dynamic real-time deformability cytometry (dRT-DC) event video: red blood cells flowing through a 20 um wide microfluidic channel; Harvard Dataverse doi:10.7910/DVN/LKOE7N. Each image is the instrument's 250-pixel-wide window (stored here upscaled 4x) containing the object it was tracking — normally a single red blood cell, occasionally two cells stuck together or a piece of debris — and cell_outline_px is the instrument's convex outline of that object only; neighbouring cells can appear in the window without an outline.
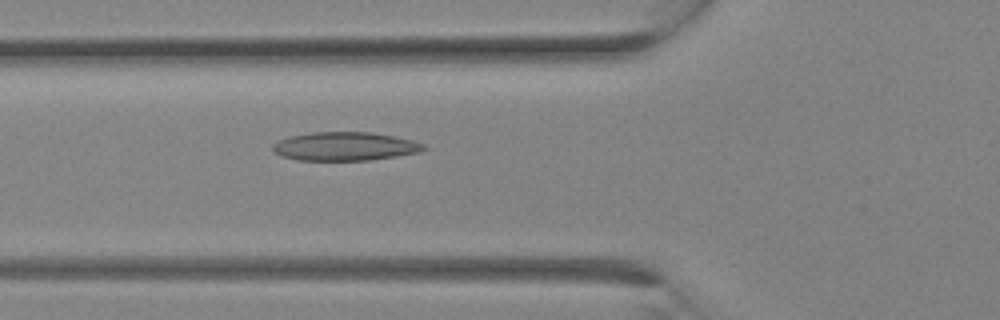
{"species": "Egyptian fruit bat (a non-hibernating species)", "species_latin": "Rousettus aegyptiacus", "temperature_condition": "room temperature", "stored_images_in_passage": 7, "camera_frame_rate_fps": 3000, "um_per_image_px": 0.085, "animal": {"sex": "female"}, "frame": {"image": 1, "passage_image": 7, "time_ms": 2.0, "image_size_px": [1000, 320], "cell_outline_px": [[428, 148], [420, 152], [372, 160], [296, 160], [280, 156], [272, 148], [272, 144], [288, 136], [312, 132], [372, 132], [412, 140], [424, 144]], "centroid_in_image_um": [29.31, 12.44], "position_along_channel_um": 96.5, "area_um2": 25.2}}